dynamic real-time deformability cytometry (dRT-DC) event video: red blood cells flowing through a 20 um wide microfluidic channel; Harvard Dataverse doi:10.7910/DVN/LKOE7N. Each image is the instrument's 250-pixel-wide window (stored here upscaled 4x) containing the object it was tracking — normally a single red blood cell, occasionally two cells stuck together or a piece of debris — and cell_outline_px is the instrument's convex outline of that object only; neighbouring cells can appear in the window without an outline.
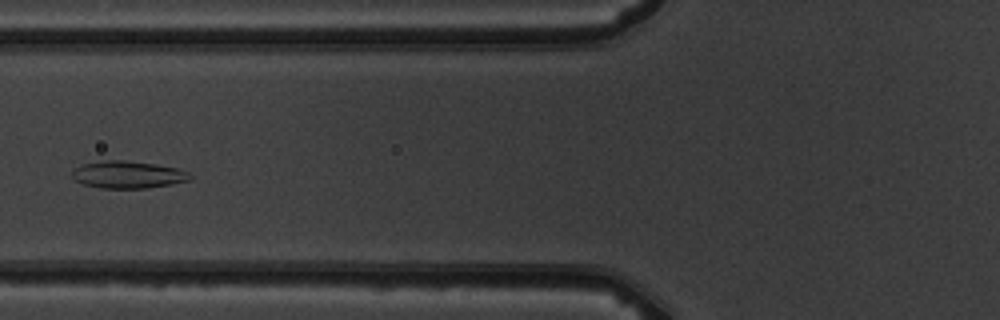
{"species": "common noctule bat (a hibernating species)", "species_latin": "Nyctalus noctula", "temperature_condition": "warm", "stored_images_in_passage": 5, "camera_frame_rate_fps": 3000, "um_per_image_px": 0.085, "animal": {"sex": "male", "body_mass_g": 19.5, "forearm_length_mm": 54.6}, "frame": {"image": 1, "passage_image": 5, "time_ms": 4.667, "image_size_px": [1000, 320], "cell_outline_px": [[192, 176], [188, 180], [172, 184], [148, 188], [100, 188], [84, 184], [76, 180], [72, 176], [72, 172], [76, 168], [84, 164], [104, 160], [124, 160], [156, 164], [176, 168], [188, 172]], "centroid_in_image_um": [10.88, 14.85], "position_along_channel_um": 114.9, "area_um2": 18.55}}